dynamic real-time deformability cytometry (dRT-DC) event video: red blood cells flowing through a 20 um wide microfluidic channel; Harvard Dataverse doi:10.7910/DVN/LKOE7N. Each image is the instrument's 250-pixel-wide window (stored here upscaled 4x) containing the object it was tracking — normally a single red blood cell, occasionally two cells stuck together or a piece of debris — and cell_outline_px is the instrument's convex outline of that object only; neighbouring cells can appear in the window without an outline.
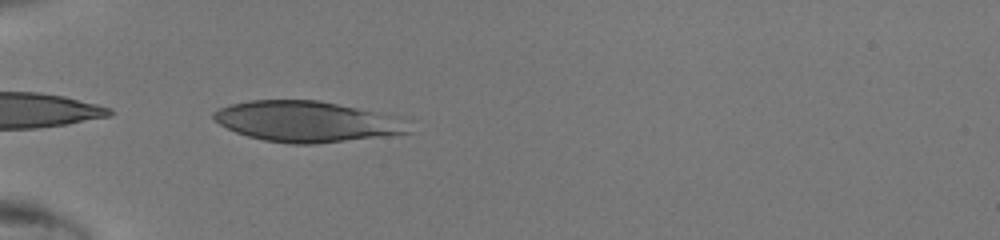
{"species": "human", "species_latin": "Homo sapiens", "temperature_condition": "room temperature", "stored_images_in_passage": 22, "camera_frame_rate_fps": 3000, "um_per_image_px": 0.085, "donor": {"sex": "male"}, "frame": {"image": 1, "passage_image": 1, "time_ms": 0.0, "image_size_px": [1000, 240], "cell_outline_px": [[412, 132], [384, 136], [316, 144], [292, 144], [264, 140], [248, 136], [236, 132], [220, 124], [212, 116], [212, 112], [220, 108], [232, 104], [252, 100], [320, 100], [400, 116], [412, 120]], "centroid_in_image_um": [26.2, 10.32], "position_along_channel_um": 58.8, "area_um2": 46.82}}
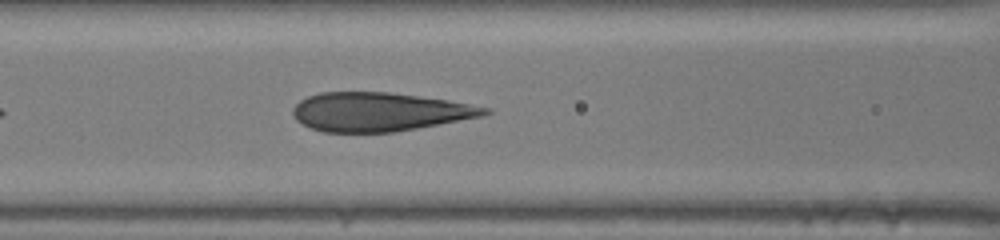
{"frame": {"image": 2, "passage_image": 7, "time_ms": 2.0, "image_size_px": [1000, 240], "cell_outline_px": [[492, 112], [480, 116], [416, 128], [392, 132], [324, 132], [312, 128], [296, 120], [292, 112], [292, 108], [300, 100], [308, 96], [320, 92], [388, 92], [448, 100], [492, 108]], "centroid_in_image_um": [32.22, 9.5], "position_along_channel_um": 134.4, "area_um2": 42.95}}
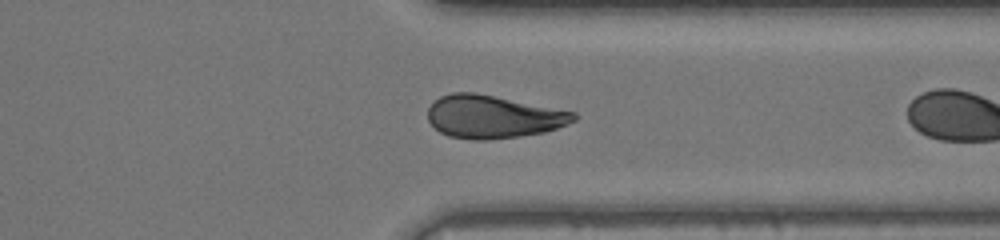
{"frame": {"image": 3, "passage_image": 20, "time_ms": 6.333, "image_size_px": [1000, 240], "cell_outline_px": [[576, 120], [568, 124], [544, 132], [516, 136], [484, 140], [476, 140], [448, 136], [440, 132], [428, 120], [428, 108], [440, 96], [452, 92], [476, 92], [576, 112]], "centroid_in_image_um": [41.9, 9.91], "position_along_channel_um": 369.5, "area_um2": 36.3}}